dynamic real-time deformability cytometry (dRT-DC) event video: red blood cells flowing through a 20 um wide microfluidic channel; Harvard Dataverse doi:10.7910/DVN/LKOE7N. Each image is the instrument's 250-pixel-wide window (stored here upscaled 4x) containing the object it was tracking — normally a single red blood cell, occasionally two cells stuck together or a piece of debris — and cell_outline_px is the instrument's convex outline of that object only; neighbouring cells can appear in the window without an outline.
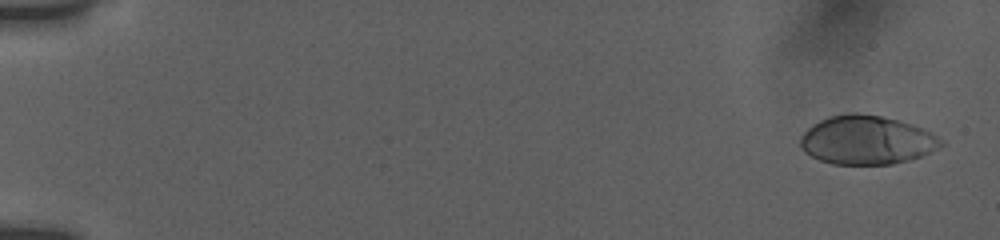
{"species": "human", "species_latin": "Homo sapiens", "temperature_condition": "room temperature", "stored_images_in_passage": 54, "camera_frame_rate_fps": 3000, "um_per_image_px": 0.085, "donor": {"sex": "female"}, "frame": {"image": 1, "passage_image": 2, "time_ms": 0.333, "image_size_px": [1000, 240], "cell_outline_px": [[944, 144], [932, 152], [908, 160], [892, 164], [832, 164], [820, 160], [804, 152], [800, 148], [800, 136], [812, 124], [828, 116], [848, 112], [856, 112], [880, 116], [900, 120], [912, 124], [936, 136]], "centroid_in_image_um": [73.62, 11.9], "position_along_channel_um": 11.4, "area_um2": 40.0}}
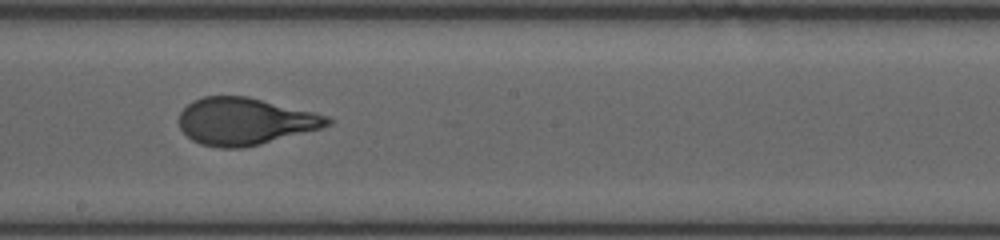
{"frame": {"image": 2, "passage_image": 32, "time_ms": 10.333, "image_size_px": [1000, 240], "cell_outline_px": [[332, 124], [320, 128], [260, 144], [244, 148], [220, 148], [200, 144], [192, 140], [180, 128], [180, 112], [192, 100], [204, 96], [248, 96], [328, 116], [332, 120]], "centroid_in_image_um": [20.79, 10.31], "position_along_channel_um": 227.4, "area_um2": 40.46}}
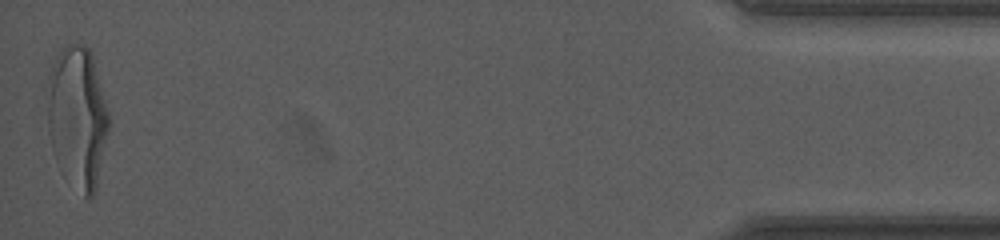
{"frame": {"image": 3, "passage_image": 54, "time_ms": 17.667, "image_size_px": [1000, 240], "cell_outline_px": [[108, 128], [96, 188], [92, 196], [88, 200], [84, 196], [56, 160], [52, 152], [48, 132], [44, 92], [48, 76], [52, 64], [60, 48], [68, 44], [84, 44], [92, 52], [108, 112]], "centroid_in_image_um": [6.53, 9.85], "position_along_channel_um": 428.7, "area_um2": 50.86}, "authors_computed_cell_mechanics": {"area_um2": 40.6045, "velocity_mm_per_s": 3.8393, "shape_relaxation_time_tau1_ms": 4.7913, "shape_relaxation_time_tau2_ms": null, "deformation_change_tau1": 0.2087, "deformation_change_tau2": null}}